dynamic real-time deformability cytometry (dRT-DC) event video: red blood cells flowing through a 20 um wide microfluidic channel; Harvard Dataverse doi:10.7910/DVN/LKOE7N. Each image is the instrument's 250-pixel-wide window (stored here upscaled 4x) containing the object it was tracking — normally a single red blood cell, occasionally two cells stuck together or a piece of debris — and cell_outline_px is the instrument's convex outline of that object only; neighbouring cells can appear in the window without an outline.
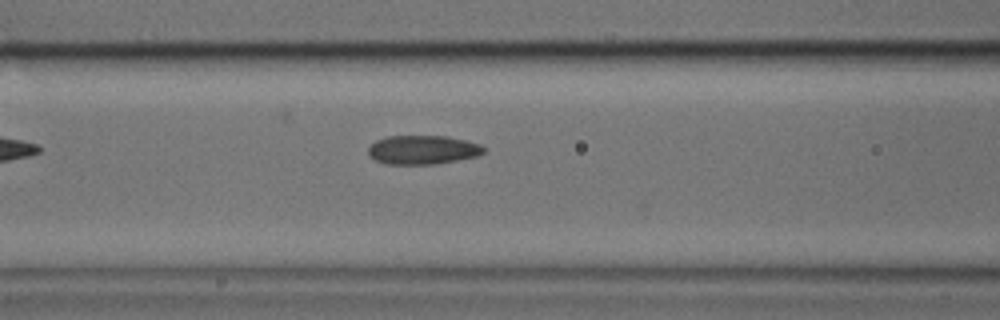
{"species": "common noctule bat (a hibernating species)", "species_latin": "Nyctalus noctula", "temperature_condition": "cold", "stored_images_in_passage": 26, "camera_frame_rate_fps": 3000, "um_per_image_px": 0.085, "animal": {"sex": "male", "body_mass_g": 17.9, "forearm_length_mm": 54.2}, "frame": {"image": 1, "passage_image": 6, "time_ms": 1.667, "image_size_px": [1000, 320], "cell_outline_px": [[484, 152], [476, 156], [436, 164], [384, 164], [368, 156], [368, 148], [376, 140], [388, 136], [448, 136], [480, 144], [484, 148]], "centroid_in_image_um": [35.89, 12.73], "position_along_channel_um": 130.7, "area_um2": 19.42}}
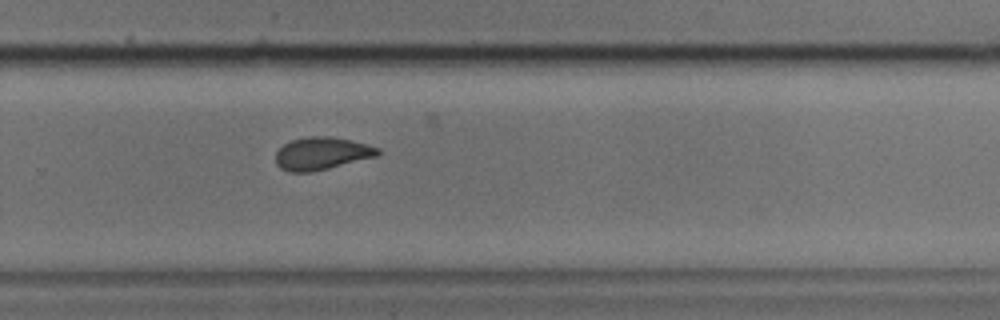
{"frame": {"image": 2, "passage_image": 19, "time_ms": 6.0, "image_size_px": [1000, 320], "cell_outline_px": [[380, 152], [376, 156], [312, 172], [288, 172], [280, 168], [276, 164], [276, 152], [284, 144], [292, 140], [308, 136], [328, 136], [368, 144], [380, 148]], "centroid_in_image_um": [27.32, 13.05], "position_along_channel_um": 302.5, "area_um2": 19.25}}
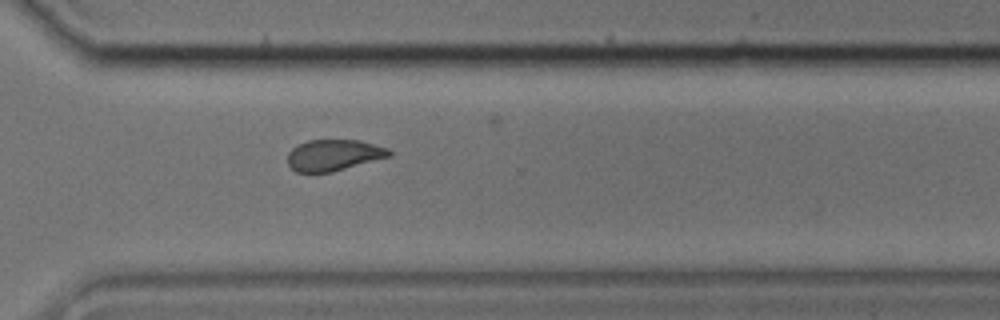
{"frame": {"image": 3, "passage_image": 22, "time_ms": 7.0, "image_size_px": [1000, 320], "cell_outline_px": [[392, 156], [332, 172], [296, 172], [288, 164], [288, 152], [292, 148], [308, 140], [360, 140], [388, 148], [392, 152]], "centroid_in_image_um": [28.39, 13.18], "position_along_channel_um": 342.2, "area_um2": 18.5}}